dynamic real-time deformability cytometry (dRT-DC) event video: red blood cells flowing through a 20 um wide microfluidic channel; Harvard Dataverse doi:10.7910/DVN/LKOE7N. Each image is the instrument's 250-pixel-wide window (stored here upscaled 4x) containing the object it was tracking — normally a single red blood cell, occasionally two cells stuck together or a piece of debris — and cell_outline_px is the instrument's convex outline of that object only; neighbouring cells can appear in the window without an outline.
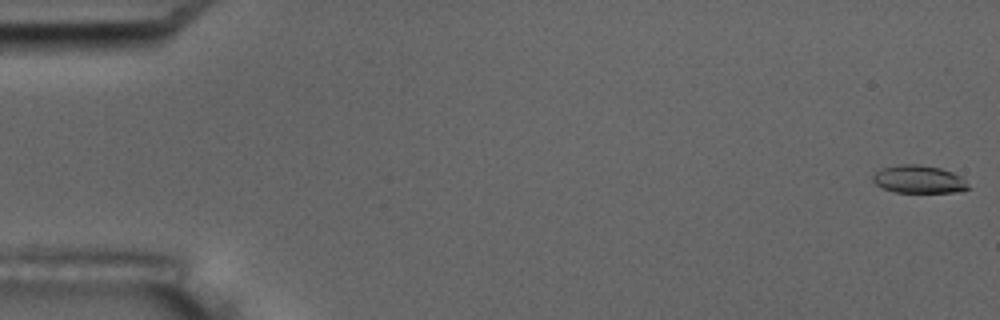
{"species": "common noctule bat (a hibernating species)", "species_latin": "Nyctalus noctula", "temperature_condition": "room temperature", "stored_images_in_passage": 6, "camera_frame_rate_fps": 3000, "um_per_image_px": 0.085, "animal": {"sex": "male", "body_mass_g": 17.5, "forearm_length_mm": 52.3}, "frame": {"image": 1, "passage_image": 1, "time_ms": 0.0, "image_size_px": [1000, 320], "cell_outline_px": [[972, 188], [964, 192], [896, 192], [884, 188], [876, 184], [872, 180], [872, 172], [880, 168], [900, 164], [920, 164], [940, 168], [952, 172], [960, 176]], "centroid_in_image_um": [78.1, 15.23], "position_along_channel_um": 6.9, "area_um2": 15.72}}